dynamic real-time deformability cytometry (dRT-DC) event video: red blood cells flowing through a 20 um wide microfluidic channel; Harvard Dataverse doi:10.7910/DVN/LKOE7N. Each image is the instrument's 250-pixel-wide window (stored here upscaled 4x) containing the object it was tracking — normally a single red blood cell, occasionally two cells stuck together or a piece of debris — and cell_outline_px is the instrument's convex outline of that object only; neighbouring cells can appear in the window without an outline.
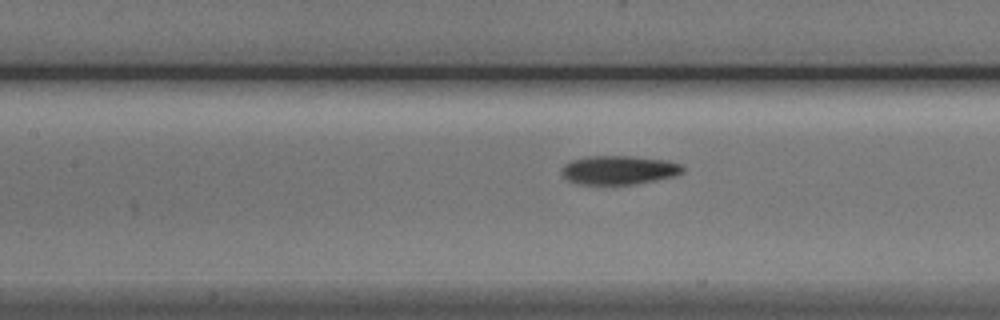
{"species": "Egyptian fruit bat (a non-hibernating species)", "species_latin": "Rousettus aegyptiacus", "temperature_condition": "cold", "stored_images_in_passage": 4, "camera_frame_rate_fps": 3000, "um_per_image_px": 0.085, "animal": {"sex": "male"}, "frame": {"image": 1, "passage_image": 4, "time_ms": 4.333, "image_size_px": [1000, 320], "cell_outline_px": [[684, 172], [672, 176], [656, 180], [636, 184], [576, 184], [568, 180], [560, 172], [564, 164], [572, 160], [588, 156], [632, 156], [668, 160], [680, 164], [684, 168]], "centroid_in_image_um": [52.6, 14.45], "position_along_channel_um": 154.8, "area_um2": 20.4}}